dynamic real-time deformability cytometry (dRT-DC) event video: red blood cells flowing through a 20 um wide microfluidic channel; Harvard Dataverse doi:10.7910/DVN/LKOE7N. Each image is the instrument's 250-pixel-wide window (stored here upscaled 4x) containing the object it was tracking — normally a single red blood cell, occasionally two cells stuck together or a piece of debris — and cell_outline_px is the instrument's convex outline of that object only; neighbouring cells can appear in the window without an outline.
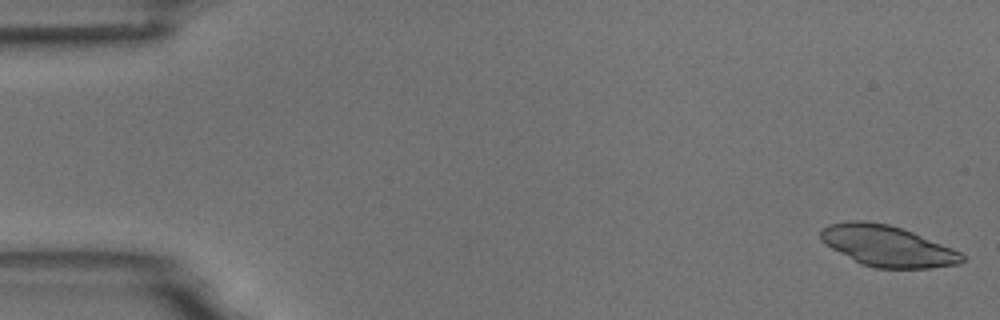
{"species": "common noctule bat (a hibernating species)", "species_latin": "Nyctalus noctula", "temperature_condition": "room temperature", "stored_images_in_passage": 6, "camera_frame_rate_fps": 3000, "um_per_image_px": 0.085, "animal": {"sex": "male", "body_mass_g": 18.8}, "frame": {"image": 1, "passage_image": 1, "time_ms": 0.0, "image_size_px": [1000, 320], "cell_outline_px": [[964, 260], [960, 264], [928, 268], [876, 268], [860, 264], [824, 244], [820, 240], [820, 228], [828, 224], [848, 220], [864, 220], [888, 224], [912, 232], [952, 248], [960, 252], [964, 256]], "centroid_in_image_um": [75.37, 20.9], "position_along_channel_um": 9.6, "area_um2": 33.81}}